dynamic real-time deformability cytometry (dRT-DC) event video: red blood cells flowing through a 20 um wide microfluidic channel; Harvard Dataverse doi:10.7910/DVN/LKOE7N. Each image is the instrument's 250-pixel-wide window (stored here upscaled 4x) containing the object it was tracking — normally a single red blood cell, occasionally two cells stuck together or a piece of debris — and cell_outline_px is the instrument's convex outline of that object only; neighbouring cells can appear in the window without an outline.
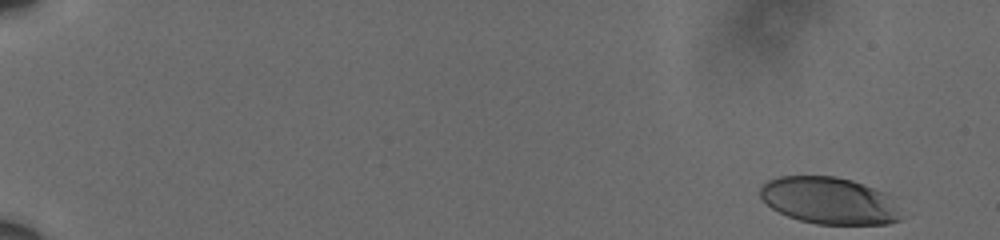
{"species": "human", "species_latin": "Homo sapiens", "temperature_condition": "cold", "stored_images_in_passage": 53, "camera_frame_rate_fps": 3000, "um_per_image_px": 0.085, "donor": {"sex": "male"}, "frame": {"image": 1, "passage_image": 1, "time_ms": 0.0, "image_size_px": [1000, 240], "cell_outline_px": [[904, 216], [900, 220], [888, 224], [816, 224], [800, 220], [788, 216], [772, 208], [760, 196], [760, 188], [768, 180], [780, 176], [836, 176], [852, 180], [864, 184], [884, 192], [892, 196]], "centroid_in_image_um": [70.55, 17.05], "position_along_channel_um": 14.5, "area_um2": 38.78}}
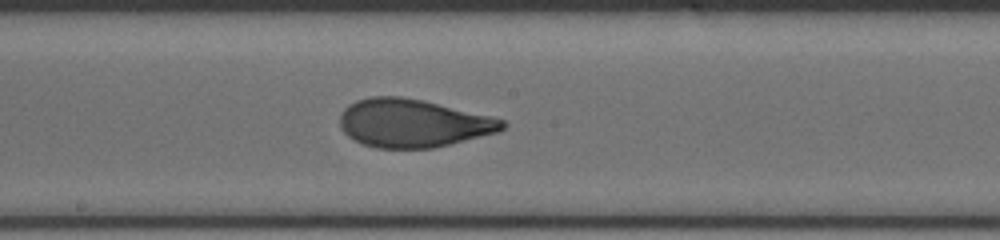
{"frame": {"image": 2, "passage_image": 29, "time_ms": 9.333, "image_size_px": [1000, 240], "cell_outline_px": [[508, 124], [504, 128], [496, 132], [432, 148], [376, 148], [364, 144], [348, 136], [340, 128], [340, 116], [344, 108], [348, 104], [356, 100], [372, 96], [400, 96], [424, 100], [504, 120]], "centroid_in_image_um": [35.04, 10.46], "position_along_channel_um": 213.2, "area_um2": 45.2}}
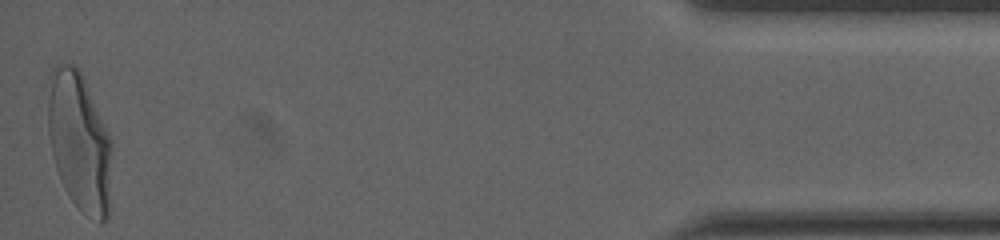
{"frame": {"image": 3, "passage_image": 53, "time_ms": 17.333, "image_size_px": [1000, 240], "cell_outline_px": [[112, 148], [108, 220], [100, 224], [84, 212], [68, 196], [60, 180], [56, 168], [52, 152], [48, 132], [48, 76], [52, 68], [56, 64], [72, 60], [76, 64], [84, 80], [112, 140]], "centroid_in_image_um": [6.74, 12.01], "position_along_channel_um": 428.5, "area_um2": 52.19}, "authors_computed_cell_mechanics": {"area_um2": 45.084, "velocity_mm_per_s": 3.5885, "shape_relaxation_time_tau1_ms": 2.5213, "shape_relaxation_time_tau2_ms": null, "deformation_change_tau1": 0.1545, "deformation_change_tau2": null}}